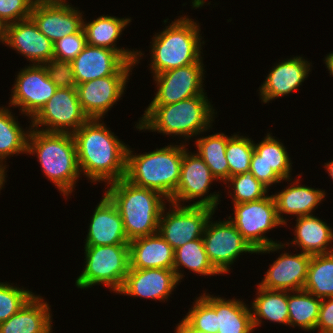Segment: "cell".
<instances>
[{
    "mask_svg": "<svg viewBox=\"0 0 333 333\" xmlns=\"http://www.w3.org/2000/svg\"><path fill=\"white\" fill-rule=\"evenodd\" d=\"M76 84L110 75H129L134 66L126 62L116 51L86 44L72 61Z\"/></svg>",
    "mask_w": 333,
    "mask_h": 333,
    "instance_id": "9a60e30c",
    "label": "cell"
},
{
    "mask_svg": "<svg viewBox=\"0 0 333 333\" xmlns=\"http://www.w3.org/2000/svg\"><path fill=\"white\" fill-rule=\"evenodd\" d=\"M253 142L251 138L237 133L228 140L225 157L229 165V178L250 171L251 157L254 152Z\"/></svg>",
    "mask_w": 333,
    "mask_h": 333,
    "instance_id": "d590c367",
    "label": "cell"
},
{
    "mask_svg": "<svg viewBox=\"0 0 333 333\" xmlns=\"http://www.w3.org/2000/svg\"><path fill=\"white\" fill-rule=\"evenodd\" d=\"M88 119L81 108L76 88H57L54 95L32 118L30 127L44 132L73 134ZM39 126L44 128L40 129Z\"/></svg>",
    "mask_w": 333,
    "mask_h": 333,
    "instance_id": "30bf717a",
    "label": "cell"
},
{
    "mask_svg": "<svg viewBox=\"0 0 333 333\" xmlns=\"http://www.w3.org/2000/svg\"><path fill=\"white\" fill-rule=\"evenodd\" d=\"M303 290L321 299L333 297V252L311 255Z\"/></svg>",
    "mask_w": 333,
    "mask_h": 333,
    "instance_id": "e575fe53",
    "label": "cell"
},
{
    "mask_svg": "<svg viewBox=\"0 0 333 333\" xmlns=\"http://www.w3.org/2000/svg\"><path fill=\"white\" fill-rule=\"evenodd\" d=\"M212 218L206 224L202 240L210 263L220 274H227L241 253L256 251L229 219L213 222Z\"/></svg>",
    "mask_w": 333,
    "mask_h": 333,
    "instance_id": "8fae6325",
    "label": "cell"
},
{
    "mask_svg": "<svg viewBox=\"0 0 333 333\" xmlns=\"http://www.w3.org/2000/svg\"><path fill=\"white\" fill-rule=\"evenodd\" d=\"M311 255L282 253L270 265L259 286L270 290H302L308 273Z\"/></svg>",
    "mask_w": 333,
    "mask_h": 333,
    "instance_id": "44dd1931",
    "label": "cell"
},
{
    "mask_svg": "<svg viewBox=\"0 0 333 333\" xmlns=\"http://www.w3.org/2000/svg\"><path fill=\"white\" fill-rule=\"evenodd\" d=\"M186 144L168 145L156 150L133 155L127 148L126 173L129 183L159 192L170 201L180 181V171Z\"/></svg>",
    "mask_w": 333,
    "mask_h": 333,
    "instance_id": "5b68a950",
    "label": "cell"
},
{
    "mask_svg": "<svg viewBox=\"0 0 333 333\" xmlns=\"http://www.w3.org/2000/svg\"><path fill=\"white\" fill-rule=\"evenodd\" d=\"M33 5L31 0H0V19L8 25L30 18Z\"/></svg>",
    "mask_w": 333,
    "mask_h": 333,
    "instance_id": "b9f144b4",
    "label": "cell"
},
{
    "mask_svg": "<svg viewBox=\"0 0 333 333\" xmlns=\"http://www.w3.org/2000/svg\"><path fill=\"white\" fill-rule=\"evenodd\" d=\"M5 175H7V174H5L4 172H2L1 170H0V190L3 188V186H4V183L6 182L5 180Z\"/></svg>",
    "mask_w": 333,
    "mask_h": 333,
    "instance_id": "f907efd6",
    "label": "cell"
},
{
    "mask_svg": "<svg viewBox=\"0 0 333 333\" xmlns=\"http://www.w3.org/2000/svg\"><path fill=\"white\" fill-rule=\"evenodd\" d=\"M171 210L163 209L158 233L175 250L189 241L203 237L208 220L214 215L215 209L199 205H177L169 203ZM166 213V214H165Z\"/></svg>",
    "mask_w": 333,
    "mask_h": 333,
    "instance_id": "9c48e42d",
    "label": "cell"
},
{
    "mask_svg": "<svg viewBox=\"0 0 333 333\" xmlns=\"http://www.w3.org/2000/svg\"><path fill=\"white\" fill-rule=\"evenodd\" d=\"M254 152L250 163H265L282 179L291 181L292 162L286 147L270 133L260 143H253Z\"/></svg>",
    "mask_w": 333,
    "mask_h": 333,
    "instance_id": "1f68e13d",
    "label": "cell"
},
{
    "mask_svg": "<svg viewBox=\"0 0 333 333\" xmlns=\"http://www.w3.org/2000/svg\"><path fill=\"white\" fill-rule=\"evenodd\" d=\"M217 314L218 333H252L251 309L240 299H225L204 293L200 295Z\"/></svg>",
    "mask_w": 333,
    "mask_h": 333,
    "instance_id": "4316f807",
    "label": "cell"
},
{
    "mask_svg": "<svg viewBox=\"0 0 333 333\" xmlns=\"http://www.w3.org/2000/svg\"><path fill=\"white\" fill-rule=\"evenodd\" d=\"M42 65L46 70L47 76L57 88L76 87L72 62L52 57Z\"/></svg>",
    "mask_w": 333,
    "mask_h": 333,
    "instance_id": "ab89813d",
    "label": "cell"
},
{
    "mask_svg": "<svg viewBox=\"0 0 333 333\" xmlns=\"http://www.w3.org/2000/svg\"><path fill=\"white\" fill-rule=\"evenodd\" d=\"M199 23L188 16L172 21L155 34L151 45L150 70L154 75L179 67L202 62V37Z\"/></svg>",
    "mask_w": 333,
    "mask_h": 333,
    "instance_id": "8992f818",
    "label": "cell"
},
{
    "mask_svg": "<svg viewBox=\"0 0 333 333\" xmlns=\"http://www.w3.org/2000/svg\"><path fill=\"white\" fill-rule=\"evenodd\" d=\"M234 217L228 216L229 221L242 234L243 238L258 253L278 251L290 245L273 241L264 236L275 227L284 225L278 218L275 200L272 195L251 202L233 204Z\"/></svg>",
    "mask_w": 333,
    "mask_h": 333,
    "instance_id": "ba28073f",
    "label": "cell"
},
{
    "mask_svg": "<svg viewBox=\"0 0 333 333\" xmlns=\"http://www.w3.org/2000/svg\"><path fill=\"white\" fill-rule=\"evenodd\" d=\"M203 65L194 63L153 75L157 91L149 105H168L194 96L206 95L202 87Z\"/></svg>",
    "mask_w": 333,
    "mask_h": 333,
    "instance_id": "5bb4252c",
    "label": "cell"
},
{
    "mask_svg": "<svg viewBox=\"0 0 333 333\" xmlns=\"http://www.w3.org/2000/svg\"><path fill=\"white\" fill-rule=\"evenodd\" d=\"M207 98L198 95L168 105H149L135 127L191 139L212 128L215 109Z\"/></svg>",
    "mask_w": 333,
    "mask_h": 333,
    "instance_id": "7a4b0ae2",
    "label": "cell"
},
{
    "mask_svg": "<svg viewBox=\"0 0 333 333\" xmlns=\"http://www.w3.org/2000/svg\"><path fill=\"white\" fill-rule=\"evenodd\" d=\"M85 45L86 35L82 28L79 32L65 36L54 43V57L72 62Z\"/></svg>",
    "mask_w": 333,
    "mask_h": 333,
    "instance_id": "60d3db41",
    "label": "cell"
},
{
    "mask_svg": "<svg viewBox=\"0 0 333 333\" xmlns=\"http://www.w3.org/2000/svg\"><path fill=\"white\" fill-rule=\"evenodd\" d=\"M105 194L116 205L129 241L158 232L162 211L169 202L159 192L120 179L107 185Z\"/></svg>",
    "mask_w": 333,
    "mask_h": 333,
    "instance_id": "277c9868",
    "label": "cell"
},
{
    "mask_svg": "<svg viewBox=\"0 0 333 333\" xmlns=\"http://www.w3.org/2000/svg\"><path fill=\"white\" fill-rule=\"evenodd\" d=\"M34 295L30 290H24L7 282H0V323L17 313Z\"/></svg>",
    "mask_w": 333,
    "mask_h": 333,
    "instance_id": "74e56055",
    "label": "cell"
},
{
    "mask_svg": "<svg viewBox=\"0 0 333 333\" xmlns=\"http://www.w3.org/2000/svg\"><path fill=\"white\" fill-rule=\"evenodd\" d=\"M292 183L286 189L273 195L278 218L285 225H287V221L286 218H283V214L296 215L297 217L312 215L313 210L318 207L321 201H324L326 195L325 190L301 186L299 179Z\"/></svg>",
    "mask_w": 333,
    "mask_h": 333,
    "instance_id": "484cf974",
    "label": "cell"
},
{
    "mask_svg": "<svg viewBox=\"0 0 333 333\" xmlns=\"http://www.w3.org/2000/svg\"><path fill=\"white\" fill-rule=\"evenodd\" d=\"M317 329L318 333H333V297L322 299Z\"/></svg>",
    "mask_w": 333,
    "mask_h": 333,
    "instance_id": "7bdbcfd3",
    "label": "cell"
},
{
    "mask_svg": "<svg viewBox=\"0 0 333 333\" xmlns=\"http://www.w3.org/2000/svg\"><path fill=\"white\" fill-rule=\"evenodd\" d=\"M190 309L184 319L193 328L205 333H218L216 311L201 296L196 298Z\"/></svg>",
    "mask_w": 333,
    "mask_h": 333,
    "instance_id": "f35d334b",
    "label": "cell"
},
{
    "mask_svg": "<svg viewBox=\"0 0 333 333\" xmlns=\"http://www.w3.org/2000/svg\"><path fill=\"white\" fill-rule=\"evenodd\" d=\"M15 80L9 107H20L21 114L31 119L57 90V86L47 76L43 65L29 64L21 69Z\"/></svg>",
    "mask_w": 333,
    "mask_h": 333,
    "instance_id": "4fadbf2b",
    "label": "cell"
},
{
    "mask_svg": "<svg viewBox=\"0 0 333 333\" xmlns=\"http://www.w3.org/2000/svg\"><path fill=\"white\" fill-rule=\"evenodd\" d=\"M295 237L290 244L298 245L301 252L310 255L333 252V230L315 215L299 216L296 220Z\"/></svg>",
    "mask_w": 333,
    "mask_h": 333,
    "instance_id": "83f0119b",
    "label": "cell"
},
{
    "mask_svg": "<svg viewBox=\"0 0 333 333\" xmlns=\"http://www.w3.org/2000/svg\"><path fill=\"white\" fill-rule=\"evenodd\" d=\"M34 4L38 3H56V2H61L64 0H31Z\"/></svg>",
    "mask_w": 333,
    "mask_h": 333,
    "instance_id": "681fc988",
    "label": "cell"
},
{
    "mask_svg": "<svg viewBox=\"0 0 333 333\" xmlns=\"http://www.w3.org/2000/svg\"><path fill=\"white\" fill-rule=\"evenodd\" d=\"M285 60L273 66L259 88L260 98L265 104L296 91L311 72V63L303 57L295 56Z\"/></svg>",
    "mask_w": 333,
    "mask_h": 333,
    "instance_id": "ffe728a7",
    "label": "cell"
},
{
    "mask_svg": "<svg viewBox=\"0 0 333 333\" xmlns=\"http://www.w3.org/2000/svg\"><path fill=\"white\" fill-rule=\"evenodd\" d=\"M85 266L75 284L87 289L103 284L118 293L130 268L129 244L84 246Z\"/></svg>",
    "mask_w": 333,
    "mask_h": 333,
    "instance_id": "52a82bcc",
    "label": "cell"
},
{
    "mask_svg": "<svg viewBox=\"0 0 333 333\" xmlns=\"http://www.w3.org/2000/svg\"><path fill=\"white\" fill-rule=\"evenodd\" d=\"M7 46L25 56L33 65H42L54 57V44L30 17L7 25Z\"/></svg>",
    "mask_w": 333,
    "mask_h": 333,
    "instance_id": "d6986e66",
    "label": "cell"
},
{
    "mask_svg": "<svg viewBox=\"0 0 333 333\" xmlns=\"http://www.w3.org/2000/svg\"><path fill=\"white\" fill-rule=\"evenodd\" d=\"M72 7L66 0L56 3L34 4L31 18L53 44L83 28V12Z\"/></svg>",
    "mask_w": 333,
    "mask_h": 333,
    "instance_id": "e0dca14e",
    "label": "cell"
},
{
    "mask_svg": "<svg viewBox=\"0 0 333 333\" xmlns=\"http://www.w3.org/2000/svg\"><path fill=\"white\" fill-rule=\"evenodd\" d=\"M7 25L0 19V42L6 43Z\"/></svg>",
    "mask_w": 333,
    "mask_h": 333,
    "instance_id": "bcb514c9",
    "label": "cell"
},
{
    "mask_svg": "<svg viewBox=\"0 0 333 333\" xmlns=\"http://www.w3.org/2000/svg\"><path fill=\"white\" fill-rule=\"evenodd\" d=\"M175 333H205L204 331L193 328L184 318L177 324Z\"/></svg>",
    "mask_w": 333,
    "mask_h": 333,
    "instance_id": "f6af8a7d",
    "label": "cell"
},
{
    "mask_svg": "<svg viewBox=\"0 0 333 333\" xmlns=\"http://www.w3.org/2000/svg\"><path fill=\"white\" fill-rule=\"evenodd\" d=\"M130 268L173 269L174 249L157 232L129 242Z\"/></svg>",
    "mask_w": 333,
    "mask_h": 333,
    "instance_id": "cb8c5ba5",
    "label": "cell"
},
{
    "mask_svg": "<svg viewBox=\"0 0 333 333\" xmlns=\"http://www.w3.org/2000/svg\"><path fill=\"white\" fill-rule=\"evenodd\" d=\"M83 29L86 35V44L104 47L116 51L126 62L139 63V59L144 55L141 51H132L116 47V42L122 31L131 22V18H118L116 16L101 15L89 23L84 22Z\"/></svg>",
    "mask_w": 333,
    "mask_h": 333,
    "instance_id": "603a6c76",
    "label": "cell"
},
{
    "mask_svg": "<svg viewBox=\"0 0 333 333\" xmlns=\"http://www.w3.org/2000/svg\"><path fill=\"white\" fill-rule=\"evenodd\" d=\"M101 121L88 119L73 137L80 173H84L91 183L104 181L108 185L125 177L128 145Z\"/></svg>",
    "mask_w": 333,
    "mask_h": 333,
    "instance_id": "6da1fadb",
    "label": "cell"
},
{
    "mask_svg": "<svg viewBox=\"0 0 333 333\" xmlns=\"http://www.w3.org/2000/svg\"><path fill=\"white\" fill-rule=\"evenodd\" d=\"M324 61H325L324 63L326 64V67L329 70L330 75L333 76V52L327 54Z\"/></svg>",
    "mask_w": 333,
    "mask_h": 333,
    "instance_id": "7dc6e473",
    "label": "cell"
},
{
    "mask_svg": "<svg viewBox=\"0 0 333 333\" xmlns=\"http://www.w3.org/2000/svg\"><path fill=\"white\" fill-rule=\"evenodd\" d=\"M178 279L173 269L129 268L125 281L118 294H124L145 299L164 301L170 298L178 284Z\"/></svg>",
    "mask_w": 333,
    "mask_h": 333,
    "instance_id": "ac0fdd59",
    "label": "cell"
},
{
    "mask_svg": "<svg viewBox=\"0 0 333 333\" xmlns=\"http://www.w3.org/2000/svg\"><path fill=\"white\" fill-rule=\"evenodd\" d=\"M29 128L27 154L37 156L43 174L54 183L63 196L68 197L82 174L78 166L73 134Z\"/></svg>",
    "mask_w": 333,
    "mask_h": 333,
    "instance_id": "3957f363",
    "label": "cell"
},
{
    "mask_svg": "<svg viewBox=\"0 0 333 333\" xmlns=\"http://www.w3.org/2000/svg\"><path fill=\"white\" fill-rule=\"evenodd\" d=\"M116 205L104 194L89 223L85 246L129 244Z\"/></svg>",
    "mask_w": 333,
    "mask_h": 333,
    "instance_id": "7402d4cb",
    "label": "cell"
},
{
    "mask_svg": "<svg viewBox=\"0 0 333 333\" xmlns=\"http://www.w3.org/2000/svg\"><path fill=\"white\" fill-rule=\"evenodd\" d=\"M130 75H110L76 85L81 108L89 119H101L121 99Z\"/></svg>",
    "mask_w": 333,
    "mask_h": 333,
    "instance_id": "2e32d148",
    "label": "cell"
},
{
    "mask_svg": "<svg viewBox=\"0 0 333 333\" xmlns=\"http://www.w3.org/2000/svg\"><path fill=\"white\" fill-rule=\"evenodd\" d=\"M180 266L204 276L220 274L210 263L202 238L189 241L174 250L173 270L179 282L184 276L181 273Z\"/></svg>",
    "mask_w": 333,
    "mask_h": 333,
    "instance_id": "836d02e7",
    "label": "cell"
},
{
    "mask_svg": "<svg viewBox=\"0 0 333 333\" xmlns=\"http://www.w3.org/2000/svg\"><path fill=\"white\" fill-rule=\"evenodd\" d=\"M321 302V298L303 289L288 291L289 326L315 331Z\"/></svg>",
    "mask_w": 333,
    "mask_h": 333,
    "instance_id": "d6a6232c",
    "label": "cell"
},
{
    "mask_svg": "<svg viewBox=\"0 0 333 333\" xmlns=\"http://www.w3.org/2000/svg\"><path fill=\"white\" fill-rule=\"evenodd\" d=\"M325 166L329 176L333 180V160H331V162L325 163Z\"/></svg>",
    "mask_w": 333,
    "mask_h": 333,
    "instance_id": "c3c4849f",
    "label": "cell"
},
{
    "mask_svg": "<svg viewBox=\"0 0 333 333\" xmlns=\"http://www.w3.org/2000/svg\"><path fill=\"white\" fill-rule=\"evenodd\" d=\"M187 150L188 148L182 157L179 184L169 203L181 205V202H190L199 198L198 201L189 205L208 206L216 210L218 202L221 201L220 195L216 192L208 195L207 192L212 182L215 180L217 182V179L197 153L192 154ZM206 194L207 196H204Z\"/></svg>",
    "mask_w": 333,
    "mask_h": 333,
    "instance_id": "7c38bea8",
    "label": "cell"
},
{
    "mask_svg": "<svg viewBox=\"0 0 333 333\" xmlns=\"http://www.w3.org/2000/svg\"><path fill=\"white\" fill-rule=\"evenodd\" d=\"M257 295L250 305L254 329L261 325L262 319L289 325L288 291L258 285Z\"/></svg>",
    "mask_w": 333,
    "mask_h": 333,
    "instance_id": "f1b7e54d",
    "label": "cell"
},
{
    "mask_svg": "<svg viewBox=\"0 0 333 333\" xmlns=\"http://www.w3.org/2000/svg\"><path fill=\"white\" fill-rule=\"evenodd\" d=\"M49 303L33 295L8 320L0 323V333H52V314Z\"/></svg>",
    "mask_w": 333,
    "mask_h": 333,
    "instance_id": "d4e9b609",
    "label": "cell"
},
{
    "mask_svg": "<svg viewBox=\"0 0 333 333\" xmlns=\"http://www.w3.org/2000/svg\"><path fill=\"white\" fill-rule=\"evenodd\" d=\"M232 136L224 133H215L206 137H200L195 145L197 154L203 159L217 180L224 183L229 179V165L226 156V145Z\"/></svg>",
    "mask_w": 333,
    "mask_h": 333,
    "instance_id": "4dcf8cb0",
    "label": "cell"
},
{
    "mask_svg": "<svg viewBox=\"0 0 333 333\" xmlns=\"http://www.w3.org/2000/svg\"><path fill=\"white\" fill-rule=\"evenodd\" d=\"M250 171L253 176L267 188L275 183H280L282 179L265 163H250Z\"/></svg>",
    "mask_w": 333,
    "mask_h": 333,
    "instance_id": "ee69618b",
    "label": "cell"
},
{
    "mask_svg": "<svg viewBox=\"0 0 333 333\" xmlns=\"http://www.w3.org/2000/svg\"><path fill=\"white\" fill-rule=\"evenodd\" d=\"M228 184L234 192L230 191L233 204L251 202L263 199L268 194V188L258 181L251 171L231 176L225 184ZM231 183V184H230ZM230 185V186H229Z\"/></svg>",
    "mask_w": 333,
    "mask_h": 333,
    "instance_id": "8d00e7d4",
    "label": "cell"
},
{
    "mask_svg": "<svg viewBox=\"0 0 333 333\" xmlns=\"http://www.w3.org/2000/svg\"><path fill=\"white\" fill-rule=\"evenodd\" d=\"M10 109L0 107V170L7 168L3 162L7 157L16 154H27V140L30 129L25 131Z\"/></svg>",
    "mask_w": 333,
    "mask_h": 333,
    "instance_id": "f546056e",
    "label": "cell"
}]
</instances>
